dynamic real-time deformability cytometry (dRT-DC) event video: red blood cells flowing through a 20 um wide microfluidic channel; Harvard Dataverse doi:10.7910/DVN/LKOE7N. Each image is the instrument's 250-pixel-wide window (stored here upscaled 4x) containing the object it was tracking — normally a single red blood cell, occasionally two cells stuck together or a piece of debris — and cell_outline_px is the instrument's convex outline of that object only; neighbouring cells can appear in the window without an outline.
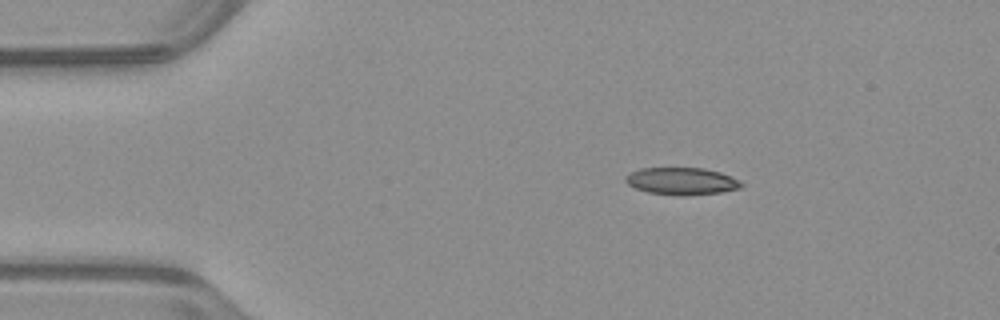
{"species": "common noctule bat (a hibernating species)", "species_latin": "Nyctalus noctula", "temperature_condition": "warm", "stored_images_in_passage": 51, "camera_frame_rate_fps": 3000, "um_per_image_px": 0.085, "animal": {"sex": "male", "body_mass_g": 23.1, "forearm_length_mm": 52.7}, "frame": {"image": 1, "passage_image": 8, "time_ms": 2.333, "image_size_px": [1000, 320], "cell_outline_px": [[744, 184], [740, 188], [720, 192], [684, 196], [676, 196], [648, 192], [636, 188], [628, 184], [624, 180], [624, 176], [640, 168], [704, 168], [720, 172], [740, 180]], "centroid_in_image_um": [57.94, 15.4], "position_along_channel_um": 27.1, "area_um2": 18.44}}
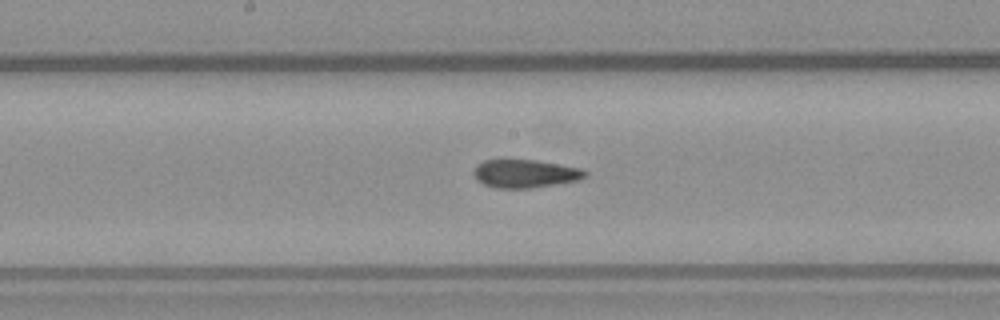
{"frame": {"image": 2, "passage_image": 26, "time_ms": 8.333, "image_size_px": [1000, 320], "cell_outline_px": [[588, 176], [580, 180], [532, 188], [496, 188], [484, 184], [476, 180], [472, 172], [476, 164], [484, 160], [536, 160], [580, 168], [588, 172]], "centroid_in_image_um": [44.63, 14.76], "position_along_channel_um": 203.6, "area_um2": 18.44}}
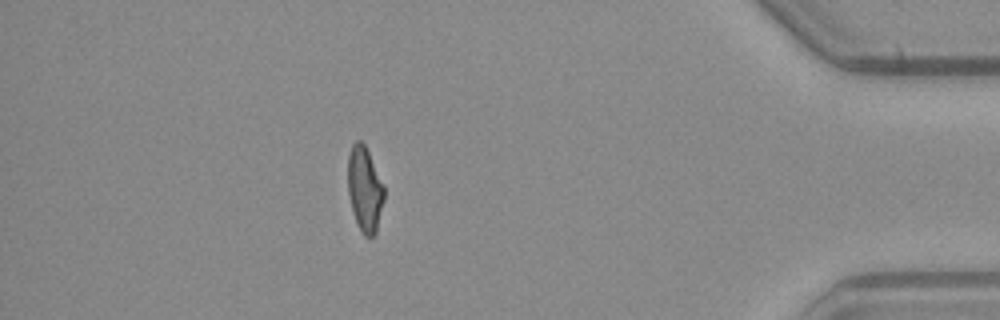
{"frame": {"image": 3, "passage_image": 45, "time_ms": 14.667, "image_size_px": [1000, 320], "cell_outline_px": [[384, 200], [376, 232], [372, 236], [364, 236], [352, 212], [348, 192], [348, 156], [352, 144], [356, 140], [360, 140], [364, 144], [368, 152], [384, 188]], "centroid_in_image_um": [30.98, 16.08], "position_along_channel_um": 404.2, "area_um2": 17.63}, "authors_computed_cell_mechanics": {"area_um2": 18.5538, "velocity_mm_per_s": 3.9686, "shape_relaxation_time_tau1_ms": null, "shape_relaxation_time_tau2_ms": 3.0995, "deformation_change_tau1": null, "deformation_change_tau2": 0.1076}}